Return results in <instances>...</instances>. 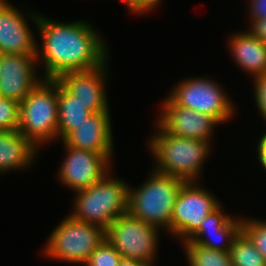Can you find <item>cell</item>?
I'll list each match as a JSON object with an SVG mask.
<instances>
[{"instance_id": "obj_1", "label": "cell", "mask_w": 266, "mask_h": 266, "mask_svg": "<svg viewBox=\"0 0 266 266\" xmlns=\"http://www.w3.org/2000/svg\"><path fill=\"white\" fill-rule=\"evenodd\" d=\"M32 19L42 34L44 79L56 80L64 73L91 70L106 63V45L88 23H58L40 16Z\"/></svg>"}, {"instance_id": "obj_16", "label": "cell", "mask_w": 266, "mask_h": 266, "mask_svg": "<svg viewBox=\"0 0 266 266\" xmlns=\"http://www.w3.org/2000/svg\"><path fill=\"white\" fill-rule=\"evenodd\" d=\"M231 53L237 64L250 71L254 78L266 74V43L250 31L238 33L230 38Z\"/></svg>"}, {"instance_id": "obj_24", "label": "cell", "mask_w": 266, "mask_h": 266, "mask_svg": "<svg viewBox=\"0 0 266 266\" xmlns=\"http://www.w3.org/2000/svg\"><path fill=\"white\" fill-rule=\"evenodd\" d=\"M20 103L0 97V131L18 130Z\"/></svg>"}, {"instance_id": "obj_31", "label": "cell", "mask_w": 266, "mask_h": 266, "mask_svg": "<svg viewBox=\"0 0 266 266\" xmlns=\"http://www.w3.org/2000/svg\"><path fill=\"white\" fill-rule=\"evenodd\" d=\"M118 266H151L150 264H146L139 260L129 259V258H121Z\"/></svg>"}, {"instance_id": "obj_32", "label": "cell", "mask_w": 266, "mask_h": 266, "mask_svg": "<svg viewBox=\"0 0 266 266\" xmlns=\"http://www.w3.org/2000/svg\"><path fill=\"white\" fill-rule=\"evenodd\" d=\"M1 67H2V61H1V53H0V72H1Z\"/></svg>"}, {"instance_id": "obj_7", "label": "cell", "mask_w": 266, "mask_h": 266, "mask_svg": "<svg viewBox=\"0 0 266 266\" xmlns=\"http://www.w3.org/2000/svg\"><path fill=\"white\" fill-rule=\"evenodd\" d=\"M157 229L126 212L105 229V237L123 258L151 265L158 241Z\"/></svg>"}, {"instance_id": "obj_20", "label": "cell", "mask_w": 266, "mask_h": 266, "mask_svg": "<svg viewBox=\"0 0 266 266\" xmlns=\"http://www.w3.org/2000/svg\"><path fill=\"white\" fill-rule=\"evenodd\" d=\"M189 266H232L229 252L209 249L184 241Z\"/></svg>"}, {"instance_id": "obj_6", "label": "cell", "mask_w": 266, "mask_h": 266, "mask_svg": "<svg viewBox=\"0 0 266 266\" xmlns=\"http://www.w3.org/2000/svg\"><path fill=\"white\" fill-rule=\"evenodd\" d=\"M105 238L103 227L69 216L52 232L44 253L59 260L85 264Z\"/></svg>"}, {"instance_id": "obj_13", "label": "cell", "mask_w": 266, "mask_h": 266, "mask_svg": "<svg viewBox=\"0 0 266 266\" xmlns=\"http://www.w3.org/2000/svg\"><path fill=\"white\" fill-rule=\"evenodd\" d=\"M158 125L165 132L209 142L214 125L219 123L210 115L181 106H163Z\"/></svg>"}, {"instance_id": "obj_25", "label": "cell", "mask_w": 266, "mask_h": 266, "mask_svg": "<svg viewBox=\"0 0 266 266\" xmlns=\"http://www.w3.org/2000/svg\"><path fill=\"white\" fill-rule=\"evenodd\" d=\"M242 231L250 238L255 247L266 260V222L259 220H242Z\"/></svg>"}, {"instance_id": "obj_27", "label": "cell", "mask_w": 266, "mask_h": 266, "mask_svg": "<svg viewBox=\"0 0 266 266\" xmlns=\"http://www.w3.org/2000/svg\"><path fill=\"white\" fill-rule=\"evenodd\" d=\"M127 7H129V10L141 13L144 11H147L149 9H152L159 4L161 0H123Z\"/></svg>"}, {"instance_id": "obj_28", "label": "cell", "mask_w": 266, "mask_h": 266, "mask_svg": "<svg viewBox=\"0 0 266 266\" xmlns=\"http://www.w3.org/2000/svg\"><path fill=\"white\" fill-rule=\"evenodd\" d=\"M252 22L266 19V0H251Z\"/></svg>"}, {"instance_id": "obj_21", "label": "cell", "mask_w": 266, "mask_h": 266, "mask_svg": "<svg viewBox=\"0 0 266 266\" xmlns=\"http://www.w3.org/2000/svg\"><path fill=\"white\" fill-rule=\"evenodd\" d=\"M242 231V219L231 221L224 229H222L219 233L209 235L207 238H189L188 241L193 242L195 244H199L203 247L213 249V250H218V251H223V252H229L231 250L232 244L234 239L238 236V234ZM212 236L216 237L218 240H225L226 245H221L214 240H212ZM215 238V239H216Z\"/></svg>"}, {"instance_id": "obj_8", "label": "cell", "mask_w": 266, "mask_h": 266, "mask_svg": "<svg viewBox=\"0 0 266 266\" xmlns=\"http://www.w3.org/2000/svg\"><path fill=\"white\" fill-rule=\"evenodd\" d=\"M163 104L210 115L219 123L232 117L234 107L223 90L206 78H192L179 83Z\"/></svg>"}, {"instance_id": "obj_22", "label": "cell", "mask_w": 266, "mask_h": 266, "mask_svg": "<svg viewBox=\"0 0 266 266\" xmlns=\"http://www.w3.org/2000/svg\"><path fill=\"white\" fill-rule=\"evenodd\" d=\"M220 206L207 215L198 230L190 238H200L203 237V234H217L233 220L230 216L221 212Z\"/></svg>"}, {"instance_id": "obj_4", "label": "cell", "mask_w": 266, "mask_h": 266, "mask_svg": "<svg viewBox=\"0 0 266 266\" xmlns=\"http://www.w3.org/2000/svg\"><path fill=\"white\" fill-rule=\"evenodd\" d=\"M18 132L37 148L58 136L57 79L40 81L20 102Z\"/></svg>"}, {"instance_id": "obj_10", "label": "cell", "mask_w": 266, "mask_h": 266, "mask_svg": "<svg viewBox=\"0 0 266 266\" xmlns=\"http://www.w3.org/2000/svg\"><path fill=\"white\" fill-rule=\"evenodd\" d=\"M64 144L68 154L59 178L67 187L77 192L89 188L107 174L109 160L104 155Z\"/></svg>"}, {"instance_id": "obj_5", "label": "cell", "mask_w": 266, "mask_h": 266, "mask_svg": "<svg viewBox=\"0 0 266 266\" xmlns=\"http://www.w3.org/2000/svg\"><path fill=\"white\" fill-rule=\"evenodd\" d=\"M107 174L89 188L77 191L76 208L70 216L78 221L106 229L116 218L127 212L129 187Z\"/></svg>"}, {"instance_id": "obj_30", "label": "cell", "mask_w": 266, "mask_h": 266, "mask_svg": "<svg viewBox=\"0 0 266 266\" xmlns=\"http://www.w3.org/2000/svg\"><path fill=\"white\" fill-rule=\"evenodd\" d=\"M258 158L261 165L266 169V133L261 137L258 144Z\"/></svg>"}, {"instance_id": "obj_23", "label": "cell", "mask_w": 266, "mask_h": 266, "mask_svg": "<svg viewBox=\"0 0 266 266\" xmlns=\"http://www.w3.org/2000/svg\"><path fill=\"white\" fill-rule=\"evenodd\" d=\"M121 258V254L105 238L85 264L88 266H118Z\"/></svg>"}, {"instance_id": "obj_19", "label": "cell", "mask_w": 266, "mask_h": 266, "mask_svg": "<svg viewBox=\"0 0 266 266\" xmlns=\"http://www.w3.org/2000/svg\"><path fill=\"white\" fill-rule=\"evenodd\" d=\"M232 266H266V260L250 238L241 231L229 251Z\"/></svg>"}, {"instance_id": "obj_14", "label": "cell", "mask_w": 266, "mask_h": 266, "mask_svg": "<svg viewBox=\"0 0 266 266\" xmlns=\"http://www.w3.org/2000/svg\"><path fill=\"white\" fill-rule=\"evenodd\" d=\"M104 71L105 63L91 70L64 73L57 80L93 113L109 112Z\"/></svg>"}, {"instance_id": "obj_18", "label": "cell", "mask_w": 266, "mask_h": 266, "mask_svg": "<svg viewBox=\"0 0 266 266\" xmlns=\"http://www.w3.org/2000/svg\"><path fill=\"white\" fill-rule=\"evenodd\" d=\"M93 112L58 81V136L64 140Z\"/></svg>"}, {"instance_id": "obj_2", "label": "cell", "mask_w": 266, "mask_h": 266, "mask_svg": "<svg viewBox=\"0 0 266 266\" xmlns=\"http://www.w3.org/2000/svg\"><path fill=\"white\" fill-rule=\"evenodd\" d=\"M159 132L150 141V149L156 159L155 171L178 177L186 182H196L201 165L209 154V142Z\"/></svg>"}, {"instance_id": "obj_26", "label": "cell", "mask_w": 266, "mask_h": 266, "mask_svg": "<svg viewBox=\"0 0 266 266\" xmlns=\"http://www.w3.org/2000/svg\"><path fill=\"white\" fill-rule=\"evenodd\" d=\"M254 84H256V104L263 118L266 120V74L256 77Z\"/></svg>"}, {"instance_id": "obj_12", "label": "cell", "mask_w": 266, "mask_h": 266, "mask_svg": "<svg viewBox=\"0 0 266 266\" xmlns=\"http://www.w3.org/2000/svg\"><path fill=\"white\" fill-rule=\"evenodd\" d=\"M7 0H0V53L36 55L39 50L24 16L9 5Z\"/></svg>"}, {"instance_id": "obj_15", "label": "cell", "mask_w": 266, "mask_h": 266, "mask_svg": "<svg viewBox=\"0 0 266 266\" xmlns=\"http://www.w3.org/2000/svg\"><path fill=\"white\" fill-rule=\"evenodd\" d=\"M110 122L109 112L93 113L63 142L74 148L100 153L110 161L113 148Z\"/></svg>"}, {"instance_id": "obj_9", "label": "cell", "mask_w": 266, "mask_h": 266, "mask_svg": "<svg viewBox=\"0 0 266 266\" xmlns=\"http://www.w3.org/2000/svg\"><path fill=\"white\" fill-rule=\"evenodd\" d=\"M193 185V181L182 185L170 220V232L183 241L188 240L207 215L220 205L212 194Z\"/></svg>"}, {"instance_id": "obj_17", "label": "cell", "mask_w": 266, "mask_h": 266, "mask_svg": "<svg viewBox=\"0 0 266 266\" xmlns=\"http://www.w3.org/2000/svg\"><path fill=\"white\" fill-rule=\"evenodd\" d=\"M36 150L18 130L0 131V172L27 167Z\"/></svg>"}, {"instance_id": "obj_11", "label": "cell", "mask_w": 266, "mask_h": 266, "mask_svg": "<svg viewBox=\"0 0 266 266\" xmlns=\"http://www.w3.org/2000/svg\"><path fill=\"white\" fill-rule=\"evenodd\" d=\"M1 61L0 97L20 103L40 82L34 72L36 55L1 54Z\"/></svg>"}, {"instance_id": "obj_29", "label": "cell", "mask_w": 266, "mask_h": 266, "mask_svg": "<svg viewBox=\"0 0 266 266\" xmlns=\"http://www.w3.org/2000/svg\"><path fill=\"white\" fill-rule=\"evenodd\" d=\"M250 32L266 43V19L253 21Z\"/></svg>"}, {"instance_id": "obj_3", "label": "cell", "mask_w": 266, "mask_h": 266, "mask_svg": "<svg viewBox=\"0 0 266 266\" xmlns=\"http://www.w3.org/2000/svg\"><path fill=\"white\" fill-rule=\"evenodd\" d=\"M152 176L139 189H128L127 212L155 227L170 231L174 204L182 185L178 177L152 171Z\"/></svg>"}]
</instances>
